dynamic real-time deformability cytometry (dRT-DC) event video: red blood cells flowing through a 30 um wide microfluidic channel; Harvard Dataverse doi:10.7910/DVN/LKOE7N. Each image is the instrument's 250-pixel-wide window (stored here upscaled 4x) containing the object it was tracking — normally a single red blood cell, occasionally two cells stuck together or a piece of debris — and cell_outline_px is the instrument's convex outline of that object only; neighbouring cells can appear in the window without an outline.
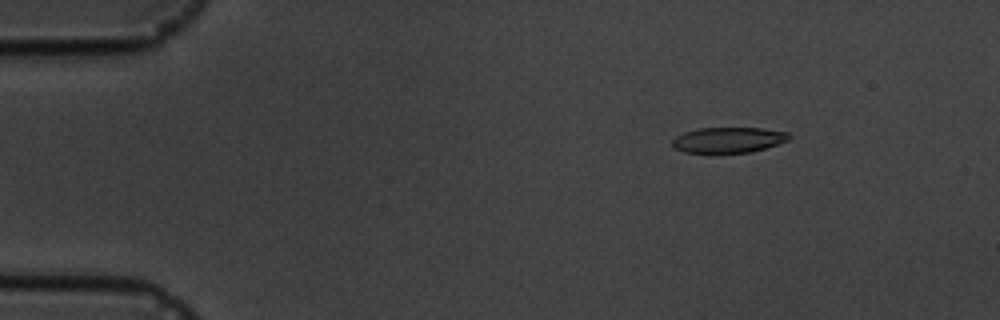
{"species": "common noctule bat (a hibernating species)", "species_latin": "Nyctalus noctula", "temperature_condition": "cold", "stored_images_in_passage": 17, "camera_frame_rate_fps": 3000, "um_per_image_px": 0.085, "animal": {"sex": "male", "body_mass_g": 19.5, "forearm_length_mm": 54.6}, "frame": {"image": 1, "passage_image": 3, "time_ms": 2.333, "image_size_px": [1000, 320], "cell_outline_px": [[792, 136], [788, 140], [752, 152], [684, 152], [676, 148], [672, 144], [672, 140], [676, 136], [684, 132], [700, 128], [760, 128], [788, 132]], "centroid_in_image_um": [61.92, 11.88], "position_along_channel_um": 23.1, "area_um2": 17.11}}
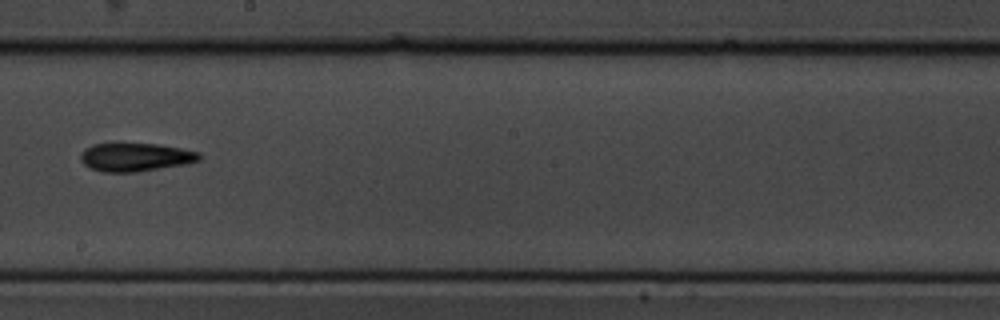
{"frame": {"image": 2, "passage_image": 10, "time_ms": 10.333, "image_size_px": [1000, 320], "cell_outline_px": [[200, 160], [184, 164], [136, 172], [104, 172], [92, 168], [84, 164], [80, 160], [80, 156], [84, 148], [92, 144], [156, 144], [180, 148], [200, 152]], "centroid_in_image_um": [11.49, 13.36], "position_along_channel_um": 236.7, "area_um2": 19.36}}
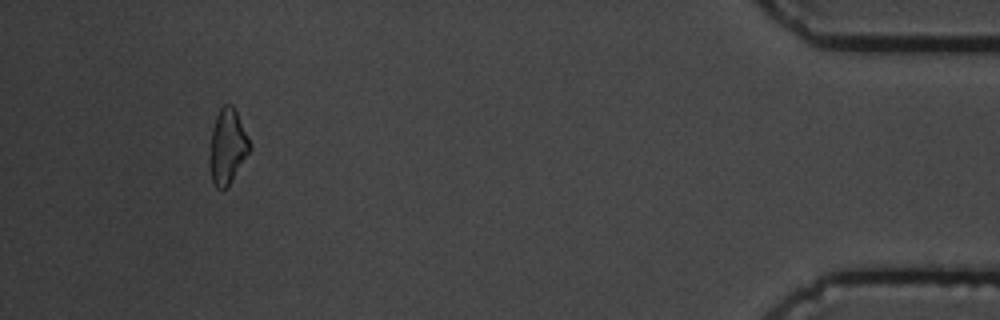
{"frame": {"image": 3, "passage_image": 16, "time_ms": 17.0, "image_size_px": [1000, 320], "cell_outline_px": [[252, 148], [228, 184], [224, 188], [216, 188], [212, 180], [208, 164], [208, 156], [212, 128], [216, 116], [220, 108], [224, 104], [232, 104], [252, 144]], "centroid_in_image_um": [19.31, 12.43], "position_along_channel_um": 415.9, "area_um2": 17.46}, "authors_computed_cell_mechanics": {"area_um2": 18.9006, "velocity_mm_per_s": 3.6567, "shape_relaxation_time_tau1_ms": 3.6806, "shape_relaxation_time_tau2_ms": 8.8929, "deformation_change_tau1": 0.1229, "deformation_change_tau2": 0.1912}}